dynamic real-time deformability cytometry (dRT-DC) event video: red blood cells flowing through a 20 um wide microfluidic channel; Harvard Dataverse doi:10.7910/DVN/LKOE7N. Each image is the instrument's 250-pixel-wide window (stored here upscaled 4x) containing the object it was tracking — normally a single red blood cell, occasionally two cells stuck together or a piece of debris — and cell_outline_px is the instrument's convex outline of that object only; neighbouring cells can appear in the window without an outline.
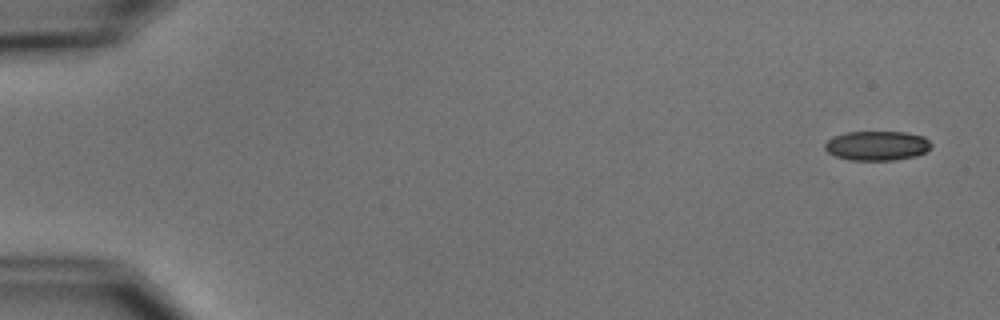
{"species": "common noctule bat (a hibernating species)", "species_latin": "Nyctalus noctula", "temperature_condition": "cold", "stored_images_in_passage": 4, "camera_frame_rate_fps": 3000, "um_per_image_px": 0.085, "animal": {"sex": "male", "body_mass_g": 15.6}, "frame": {"image": 1, "passage_image": 1, "time_ms": 0.0, "image_size_px": [1000, 320], "cell_outline_px": [[932, 144], [924, 152], [916, 156], [892, 160], [848, 160], [836, 156], [828, 152], [824, 148], [824, 144], [832, 136], [844, 132], [904, 132], [924, 136]], "centroid_in_image_um": [74.51, 12.38], "position_along_channel_um": 10.5, "area_um2": 18.26}}
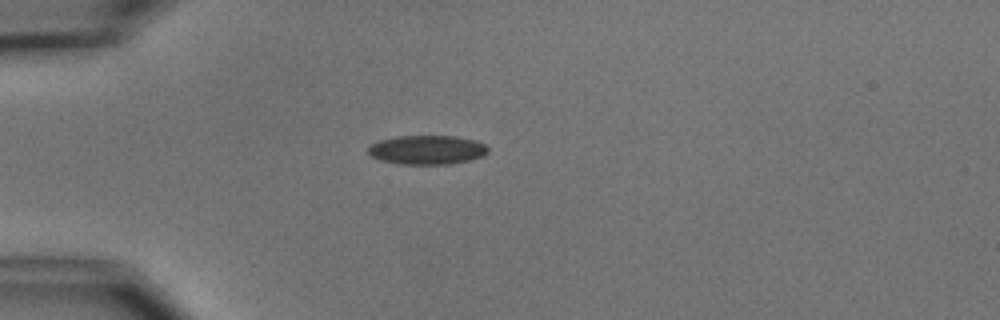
{"frame": {"image": 2, "passage_image": 4, "time_ms": 4.333, "image_size_px": [1000, 320], "cell_outline_px": [[488, 152], [484, 156], [468, 160], [448, 164], [400, 164], [380, 160], [372, 156], [368, 152], [368, 148], [372, 144], [380, 140], [396, 136], [456, 136], [476, 140], [484, 144], [488, 148]], "centroid_in_image_um": [36.32, 12.73], "position_along_channel_um": 48.7, "area_um2": 20.29}}